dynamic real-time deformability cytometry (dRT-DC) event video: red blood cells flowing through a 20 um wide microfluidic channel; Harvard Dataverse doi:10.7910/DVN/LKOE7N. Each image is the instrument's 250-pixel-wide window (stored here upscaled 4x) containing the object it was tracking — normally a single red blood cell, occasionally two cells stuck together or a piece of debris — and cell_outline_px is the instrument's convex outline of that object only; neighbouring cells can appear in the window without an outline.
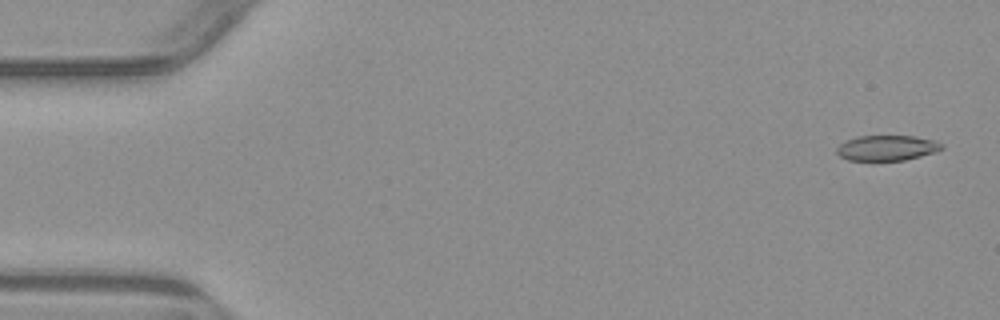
{"species": "common noctule bat (a hibernating species)", "species_latin": "Nyctalus noctula", "temperature_condition": "warm", "stored_images_in_passage": 4, "camera_frame_rate_fps": 3000, "um_per_image_px": 0.085, "animal": {"sex": "male", "body_mass_g": 23.1, "forearm_length_mm": 52.7}, "frame": {"image": 1, "passage_image": 1, "time_ms": 0.0, "image_size_px": [1000, 320], "cell_outline_px": [[944, 148], [936, 152], [904, 160], [848, 160], [840, 156], [836, 152], [836, 148], [840, 144], [856, 136], [916, 136], [936, 140], [944, 144]], "centroid_in_image_um": [75.43, 12.56], "position_along_channel_um": 9.6, "area_um2": 15.55}}
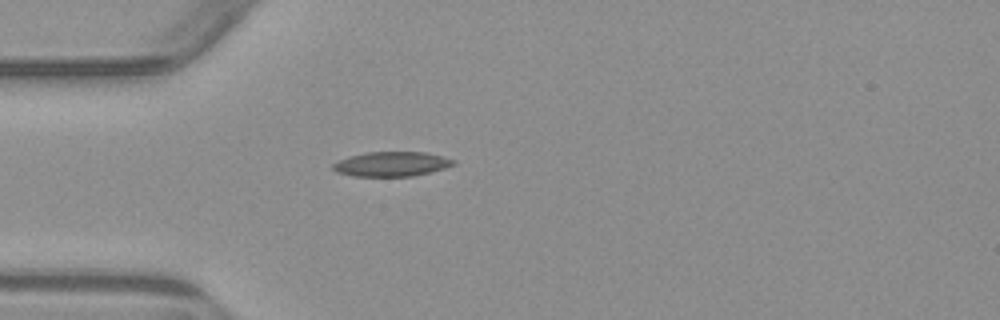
{"frame": {"image": 2, "passage_image": 4, "time_ms": 4.333, "image_size_px": [1000, 320], "cell_outline_px": [[456, 164], [432, 172], [412, 176], [352, 176], [336, 172], [332, 168], [332, 164], [348, 156], [368, 152], [424, 152], [456, 160]], "centroid_in_image_um": [33.28, 13.95], "position_along_channel_um": 51.7, "area_um2": 17.28}}